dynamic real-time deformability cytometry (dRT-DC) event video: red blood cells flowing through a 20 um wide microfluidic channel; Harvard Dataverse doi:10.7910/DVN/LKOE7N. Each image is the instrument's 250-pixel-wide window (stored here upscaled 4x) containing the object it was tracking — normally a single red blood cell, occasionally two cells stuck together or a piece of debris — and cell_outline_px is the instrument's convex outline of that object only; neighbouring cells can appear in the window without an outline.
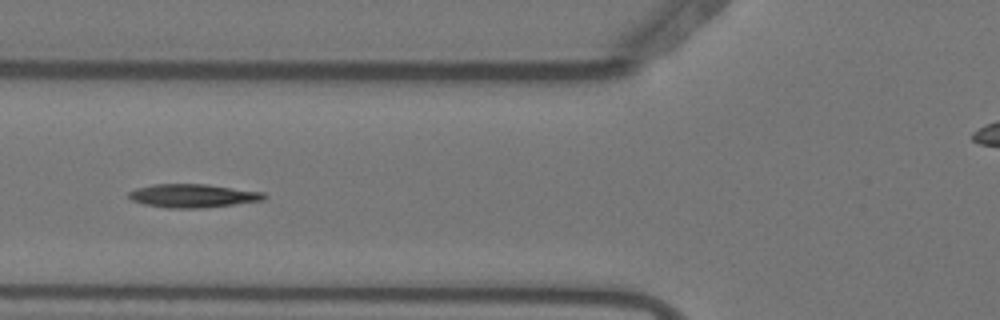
{"species": "Egyptian fruit bat (a non-hibernating species)", "species_latin": "Rousettus aegyptiacus", "temperature_condition": "warm", "stored_images_in_passage": 9, "camera_frame_rate_fps": 3000, "um_per_image_px": 0.085, "animal": {"sex": "female"}, "frame": {"image": 1, "passage_image": 4, "time_ms": 1.0, "image_size_px": [1000, 320], "cell_outline_px": [[268, 196], [264, 200], [204, 208], [168, 208], [144, 204], [132, 200], [128, 196], [128, 192], [136, 188], [152, 184], [208, 184], [264, 192]], "centroid_in_image_um": [16.41, 16.63], "position_along_channel_um": 109.4, "area_um2": 18.61}}
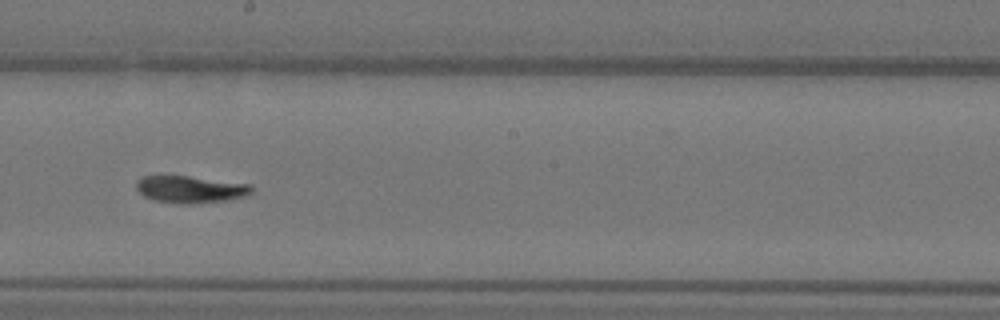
{"frame": {"image": 2, "passage_image": 7, "time_ms": 2.0, "image_size_px": [1000, 320], "cell_outline_px": [[252, 192], [248, 196], [232, 200], [188, 204], [180, 204], [156, 200], [144, 196], [136, 188], [136, 180], [140, 176], [188, 176], [252, 184]], "centroid_in_image_um": [16.23, 16.09], "position_along_channel_um": 232.0, "area_um2": 18.38}}
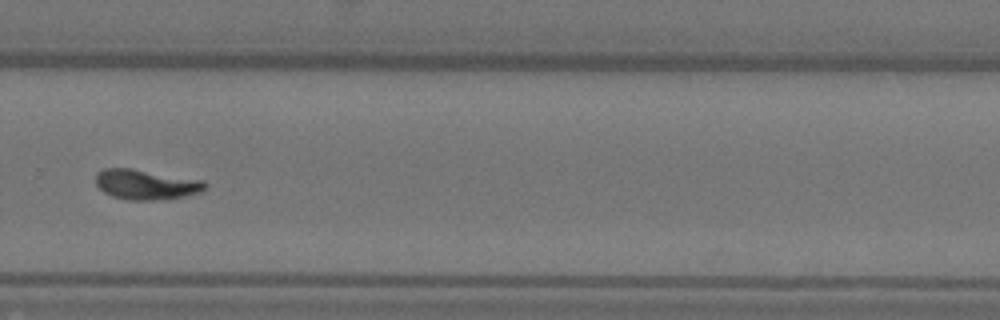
{"frame": {"image": 3, "passage_image": 9, "time_ms": 2.667, "image_size_px": [1000, 320], "cell_outline_px": [[208, 188], [200, 192], [184, 196], [160, 200], [128, 200], [112, 196], [104, 192], [96, 184], [96, 172], [104, 168], [132, 168], [204, 180], [208, 184]], "centroid_in_image_um": [12.44, 15.67], "position_along_channel_um": 317.4, "area_um2": 19.36}}